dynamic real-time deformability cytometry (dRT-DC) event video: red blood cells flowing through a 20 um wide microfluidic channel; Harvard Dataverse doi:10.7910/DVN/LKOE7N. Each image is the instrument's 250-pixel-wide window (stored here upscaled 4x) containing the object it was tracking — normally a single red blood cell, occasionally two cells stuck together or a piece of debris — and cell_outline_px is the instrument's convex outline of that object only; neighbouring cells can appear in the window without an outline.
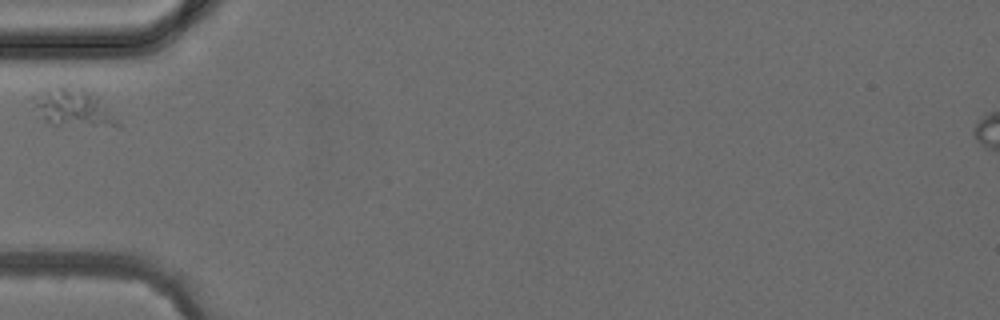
{"species": "common noctule bat (a hibernating species)", "species_latin": "Nyctalus noctula", "temperature_condition": "cold", "stored_images_in_passage": 1, "camera_frame_rate_fps": 3000, "um_per_image_px": 0.085, "animal": {"sex": "female", "body_mass_g": 24.6, "forearm_length_mm": 56.2}, "frame": {"image": 1, "passage_image": 1, "time_ms": 0.0, "image_size_px": [1000, 320], "cell_outline_px": [[120, 128], [116, 128], [48, 124], [44, 120], [32, 96], [60, 84], [64, 84], [84, 88], [92, 92], [120, 124]], "centroid_in_image_um": [6.25, 9.16], "position_along_channel_um": 78.7, "area_um2": 18.38}}